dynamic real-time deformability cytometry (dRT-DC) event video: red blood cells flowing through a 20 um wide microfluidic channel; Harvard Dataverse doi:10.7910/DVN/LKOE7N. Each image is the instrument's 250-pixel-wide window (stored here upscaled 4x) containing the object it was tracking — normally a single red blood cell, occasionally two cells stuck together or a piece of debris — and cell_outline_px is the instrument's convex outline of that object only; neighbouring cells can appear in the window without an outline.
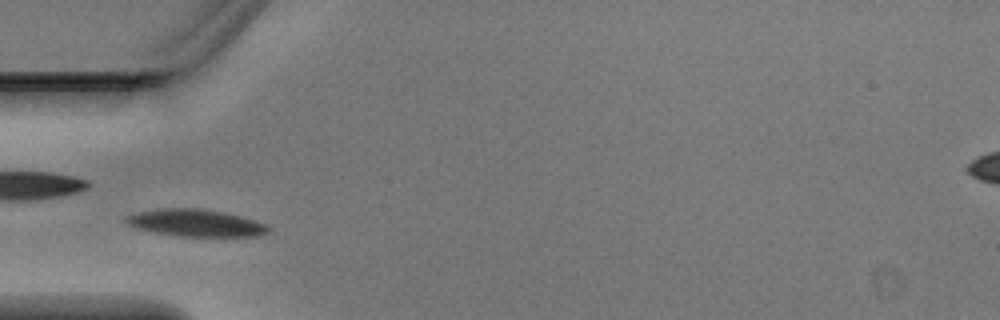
{"species": "Egyptian fruit bat (a non-hibernating species)", "species_latin": "Rousettus aegyptiacus", "temperature_condition": "warm", "stored_images_in_passage": 7, "camera_frame_rate_fps": 3000, "um_per_image_px": 0.085, "animal": {"sex": "male"}, "frame": {"image": 1, "passage_image": 6, "time_ms": 1.667, "image_size_px": [1000, 320], "cell_outline_px": [[272, 232], [260, 236], [176, 236], [152, 232], [136, 228], [128, 224], [124, 220], [124, 216], [136, 212], [160, 208], [204, 208], [224, 212], [240, 216], [264, 224], [272, 228]], "centroid_in_image_um": [16.62, 18.95], "position_along_channel_um": 68.4, "area_um2": 22.77}}
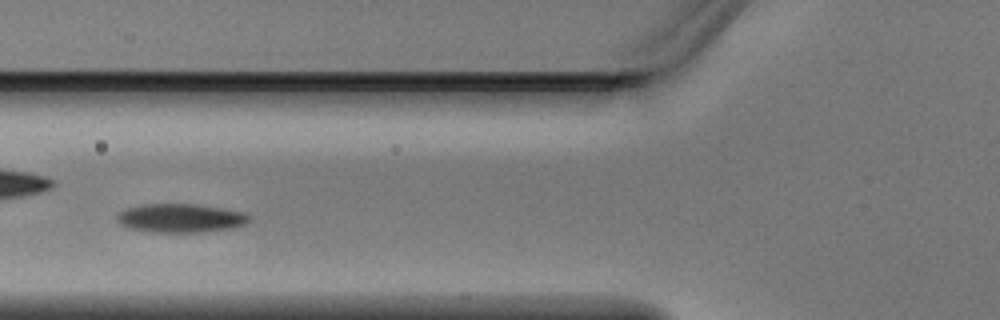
{"frame": {"image": 2, "passage_image": 7, "time_ms": 2.0, "image_size_px": [1000, 320], "cell_outline_px": [[248, 220], [244, 224], [232, 228], [204, 232], [152, 232], [128, 228], [120, 224], [116, 220], [116, 212], [124, 208], [140, 204], [196, 204], [244, 212], [248, 216]], "centroid_in_image_um": [15.25, 18.53], "position_along_channel_um": 110.6, "area_um2": 22.25}}